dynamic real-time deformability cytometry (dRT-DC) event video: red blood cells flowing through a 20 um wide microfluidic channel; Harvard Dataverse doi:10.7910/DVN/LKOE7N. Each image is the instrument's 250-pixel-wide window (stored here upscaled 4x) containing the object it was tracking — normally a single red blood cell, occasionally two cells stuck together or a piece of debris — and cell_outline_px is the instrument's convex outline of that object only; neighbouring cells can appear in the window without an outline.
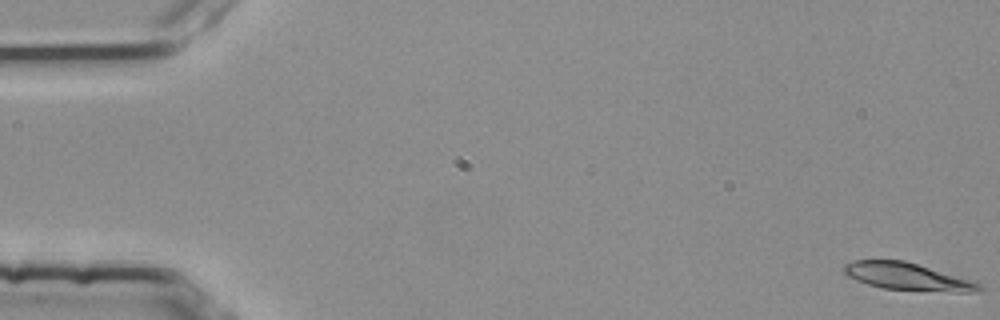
{"species": "common noctule bat (a hibernating species)", "species_latin": "Nyctalus noctula", "temperature_condition": "room temperature", "stored_images_in_passage": 52, "camera_frame_rate_fps": 3000, "um_per_image_px": 0.085, "animal": {"sex": "female", "body_mass_g": 25.1}, "frame": {"image": 1, "passage_image": 1, "time_ms": 0.0, "image_size_px": [1000, 320], "cell_outline_px": [[984, 288], [980, 292], [956, 292], [884, 288], [868, 284], [856, 280], [848, 276], [844, 272], [844, 264], [856, 260], [904, 260], [968, 280], [980, 284]], "centroid_in_image_um": [77.1, 23.51], "position_along_channel_um": 7.9, "area_um2": 20.92}}
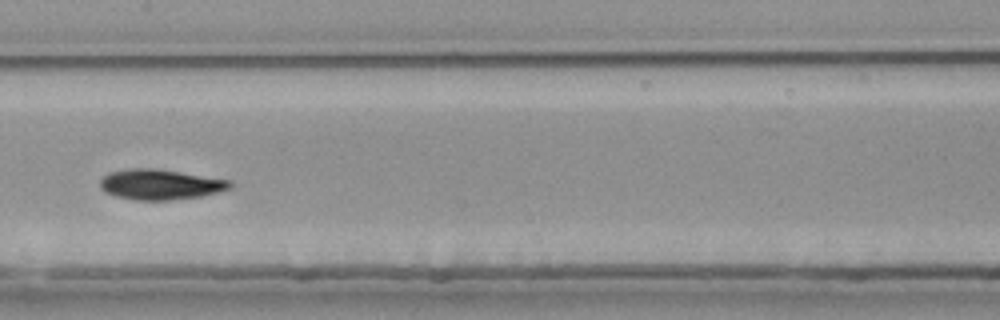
{"frame": {"image": 2, "passage_image": 28, "time_ms": 9.0, "image_size_px": [1000, 320], "cell_outline_px": [[232, 188], [200, 196], [172, 200], [136, 200], [116, 196], [104, 192], [100, 188], [100, 180], [108, 172], [132, 168], [152, 168], [232, 180]], "centroid_in_image_um": [13.6, 15.68], "position_along_channel_um": 193.8, "area_um2": 22.89}}
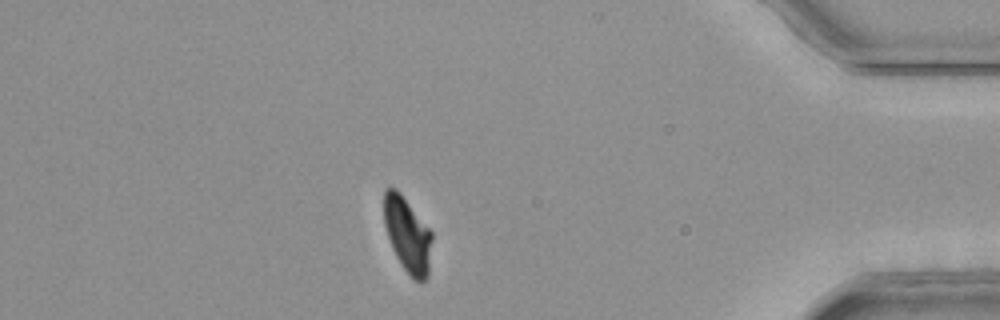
{"frame": {"image": 3, "passage_image": 48, "time_ms": 15.667, "image_size_px": [1000, 320], "cell_outline_px": [[432, 240], [428, 276], [424, 280], [412, 280], [396, 256], [392, 248], [384, 224], [384, 192], [388, 188], [396, 188], [400, 192], [432, 232]], "centroid_in_image_um": [34.64, 19.96], "position_along_channel_um": 400.6, "area_um2": 20.81}, "authors_computed_cell_mechanics": {"area_um2": 22.253, "velocity_mm_per_s": 3.7723, "shape_relaxation_time_tau1_ms": 5.5604, "shape_relaxation_time_tau2_ms": 2.7797, "deformation_change_tau1": 0.193, "deformation_change_tau2": 0.0625}}